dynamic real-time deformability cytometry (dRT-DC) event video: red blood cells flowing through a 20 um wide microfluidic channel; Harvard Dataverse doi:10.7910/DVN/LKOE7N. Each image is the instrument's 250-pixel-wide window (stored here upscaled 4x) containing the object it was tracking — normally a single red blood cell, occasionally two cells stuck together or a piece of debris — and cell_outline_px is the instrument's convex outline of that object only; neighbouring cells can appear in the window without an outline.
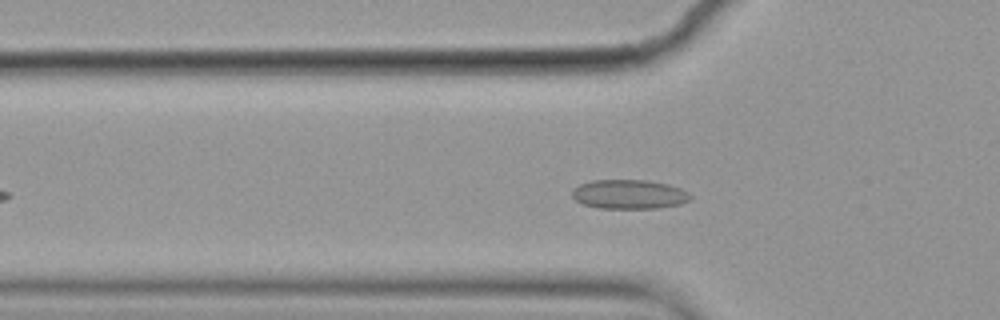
{"species": "common noctule bat (a hibernating species)", "species_latin": "Nyctalus noctula", "temperature_condition": "cold", "stored_images_in_passage": 50, "camera_frame_rate_fps": 3000, "um_per_image_px": 0.085, "animal": {"sex": "female", "body_mass_g": 19.9}, "frame": {"image": 1, "passage_image": 12, "time_ms": 3.667, "image_size_px": [1000, 320], "cell_outline_px": [[692, 200], [680, 204], [656, 208], [596, 208], [584, 204], [576, 200], [572, 196], [572, 188], [580, 184], [592, 180], [648, 180], [668, 184], [680, 188], [688, 192], [692, 196]], "centroid_in_image_um": [53.48, 16.51], "position_along_channel_um": 72.3, "area_um2": 20.29}}
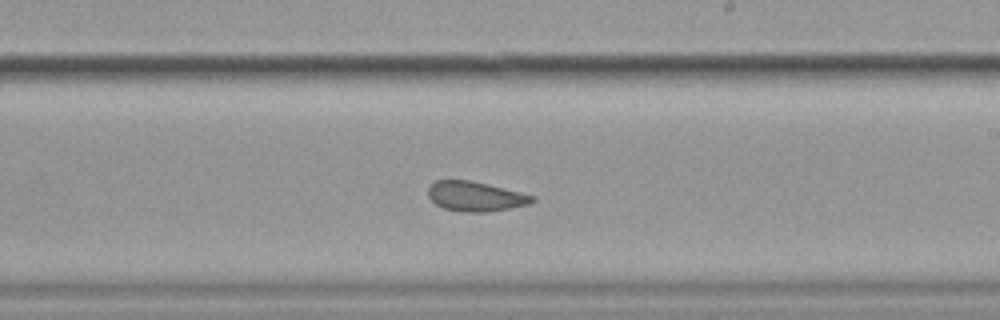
{"frame": {"image": 2, "passage_image": 27, "time_ms": 8.667, "image_size_px": [1000, 320], "cell_outline_px": [[536, 200], [528, 204], [488, 212], [464, 212], [444, 208], [436, 204], [428, 196], [428, 188], [436, 180], [472, 180], [536, 196]], "centroid_in_image_um": [40.42, 16.69], "position_along_channel_um": 248.6, "area_um2": 17.98}}
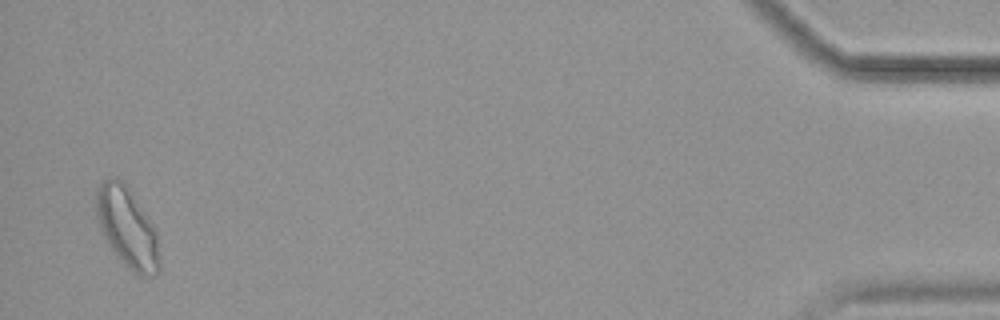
{"frame": {"image": 3, "passage_image": 49, "time_ms": 16.0, "image_size_px": [1000, 320], "cell_outline_px": [[160, 268], [156, 276], [140, 276], [128, 268], [112, 248], [104, 236], [96, 220], [96, 192], [100, 184], [104, 180], [116, 176], [124, 180], [128, 184], [156, 232], [160, 264]], "centroid_in_image_um": [10.81, 19.3], "position_along_channel_um": 424.4, "area_um2": 29.42}, "authors_computed_cell_mechanics": {"area_um2": 20.0277, "velocity_mm_per_s": 3.5255, "shape_relaxation_time_tau1_ms": null, "shape_relaxation_time_tau2_ms": 1.0924, "deformation_change_tau1": null, "deformation_change_tau2": 0.0665}}